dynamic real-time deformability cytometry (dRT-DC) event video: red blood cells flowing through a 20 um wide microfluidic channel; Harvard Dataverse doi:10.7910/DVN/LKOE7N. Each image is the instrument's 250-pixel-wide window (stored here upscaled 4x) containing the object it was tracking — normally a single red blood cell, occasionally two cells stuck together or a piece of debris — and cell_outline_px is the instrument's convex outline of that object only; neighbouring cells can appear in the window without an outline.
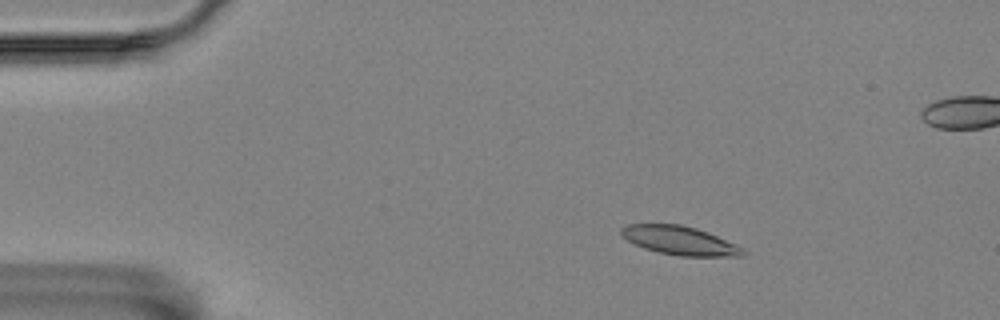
{"species": "Egyptian fruit bat (a non-hibernating species)", "species_latin": "Rousettus aegyptiacus", "temperature_condition": "room temperature", "stored_images_in_passage": 5, "camera_frame_rate_fps": 3000, "um_per_image_px": 0.085, "animal": {"sex": "female"}, "frame": {"image": 1, "passage_image": 3, "time_ms": 2.333, "image_size_px": [1000, 320], "cell_outline_px": [[748, 252], [744, 256], [680, 256], [660, 252], [644, 248], [620, 236], [620, 228], [628, 224], [680, 224], [696, 228], [708, 232], [744, 248]], "centroid_in_image_um": [57.79, 20.44], "position_along_channel_um": 27.2, "area_um2": 20.35}}